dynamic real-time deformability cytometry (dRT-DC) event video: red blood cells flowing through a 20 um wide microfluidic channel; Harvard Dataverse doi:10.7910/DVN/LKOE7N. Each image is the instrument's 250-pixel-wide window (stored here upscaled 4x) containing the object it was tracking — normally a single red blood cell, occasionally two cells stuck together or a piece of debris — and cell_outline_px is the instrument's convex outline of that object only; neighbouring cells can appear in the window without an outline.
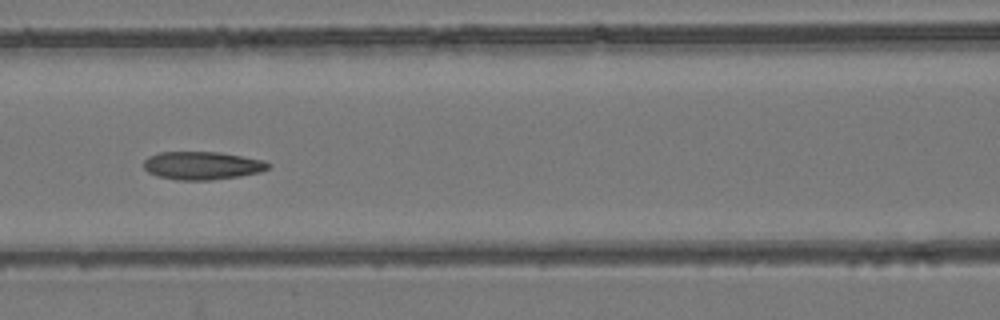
{"species": "common noctule bat (a hibernating species)", "species_latin": "Nyctalus noctula", "temperature_condition": "room temperature", "stored_images_in_passage": 9, "camera_frame_rate_fps": 3000, "um_per_image_px": 0.085, "animal": {"sex": "female", "body_mass_g": 24.6, "forearm_length_mm": 56.2}, "frame": {"image": 1, "passage_image": 7, "time_ms": 2.0, "image_size_px": [1000, 320], "cell_outline_px": [[272, 164], [268, 168], [260, 172], [240, 176], [212, 180], [176, 180], [156, 176], [148, 172], [144, 168], [144, 160], [148, 156], [160, 152], [220, 152], [264, 160]], "centroid_in_image_um": [17.18, 14.07], "position_along_channel_um": 149.4, "area_um2": 20.52}}
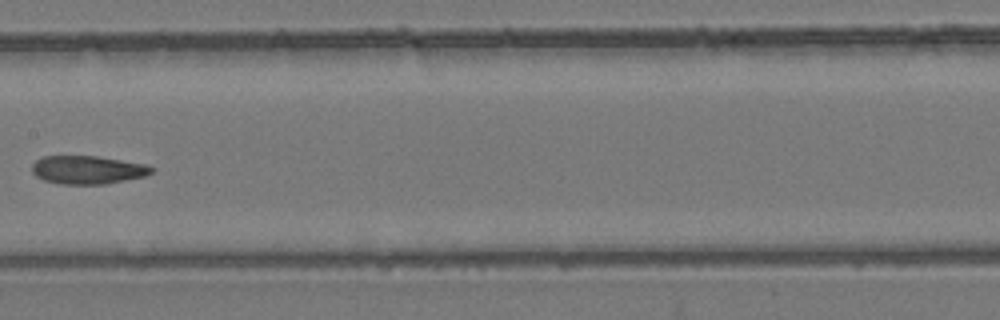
{"frame": {"image": 2, "passage_image": 8, "time_ms": 2.333, "image_size_px": [1000, 320], "cell_outline_px": [[156, 168], [152, 172], [144, 176], [104, 184], [60, 184], [44, 180], [36, 176], [32, 172], [32, 164], [36, 160], [44, 156], [96, 156], [144, 164]], "centroid_in_image_um": [7.42, 14.43], "position_along_channel_um": 200.0, "area_um2": 19.54}}
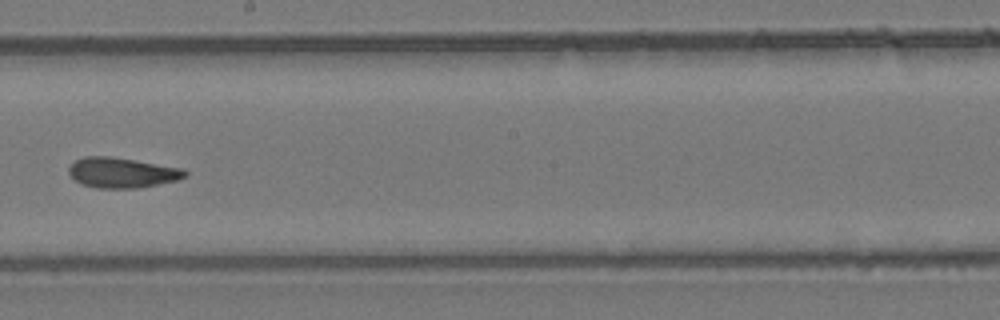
{"frame": {"image": 3, "passage_image": 9, "time_ms": 2.667, "image_size_px": [1000, 320], "cell_outline_px": [[188, 176], [176, 180], [136, 188], [96, 188], [80, 184], [68, 172], [68, 168], [76, 160], [84, 156], [108, 156], [180, 168], [188, 172]], "centroid_in_image_um": [10.33, 14.68], "position_along_channel_um": 237.9, "area_um2": 20.11}}